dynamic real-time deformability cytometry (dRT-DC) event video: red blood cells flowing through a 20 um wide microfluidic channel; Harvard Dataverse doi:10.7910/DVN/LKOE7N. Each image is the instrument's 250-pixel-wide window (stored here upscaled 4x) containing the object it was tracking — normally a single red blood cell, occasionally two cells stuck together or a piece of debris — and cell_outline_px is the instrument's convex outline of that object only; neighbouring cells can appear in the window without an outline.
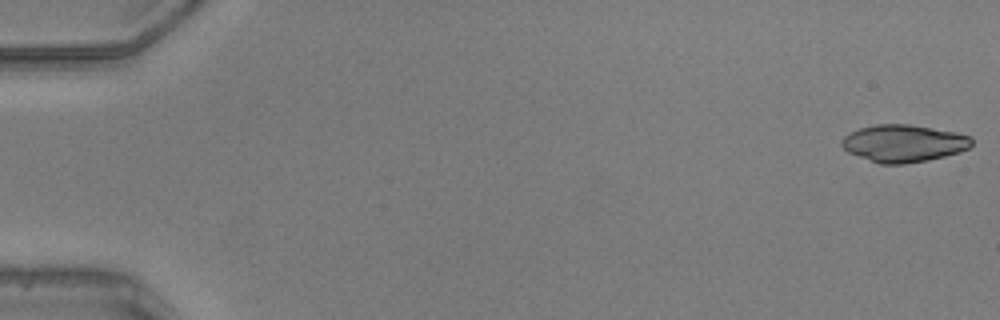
{"species": "common noctule bat (a hibernating species)", "species_latin": "Nyctalus noctula", "temperature_condition": "warm", "stored_images_in_passage": 49, "camera_frame_rate_fps": 3000, "um_per_image_px": 0.085, "animal": {"sex": "male", "body_mass_g": 20.5, "forearm_length_mm": 52.5}, "frame": {"image": 1, "passage_image": 1, "time_ms": 0.0, "image_size_px": [1000, 320], "cell_outline_px": [[972, 144], [968, 148], [960, 152], [928, 160], [904, 164], [880, 164], [848, 152], [840, 144], [840, 140], [844, 136], [860, 128], [876, 124], [912, 124], [956, 132], [972, 136]], "centroid_in_image_um": [76.82, 12.18], "position_along_channel_um": 8.2, "area_um2": 28.32}}